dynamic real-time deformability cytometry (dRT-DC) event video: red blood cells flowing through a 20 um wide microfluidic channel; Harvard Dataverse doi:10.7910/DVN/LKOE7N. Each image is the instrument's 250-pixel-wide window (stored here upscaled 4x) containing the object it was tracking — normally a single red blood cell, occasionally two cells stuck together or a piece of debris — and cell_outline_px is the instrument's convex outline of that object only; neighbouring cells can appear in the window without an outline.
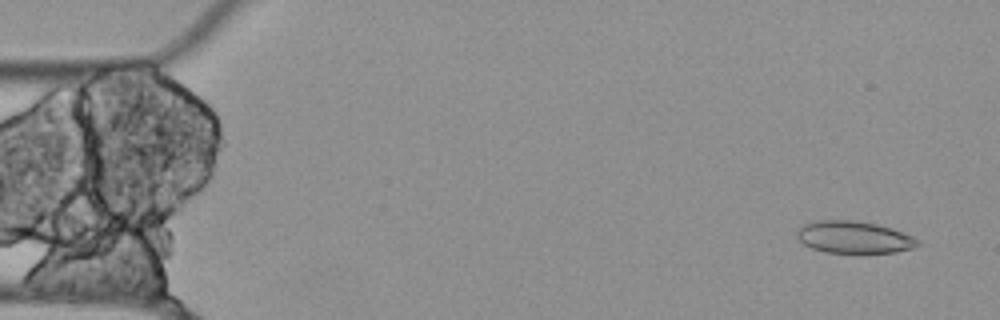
{"species": "Egyptian fruit bat (a non-hibernating species)", "species_latin": "Rousettus aegyptiacus", "temperature_condition": "cold", "stored_images_in_passage": 35, "camera_frame_rate_fps": 3000, "um_per_image_px": 0.085, "animal": {"sex": "female"}, "frame": {"image": 1, "passage_image": 1, "time_ms": 0.0, "image_size_px": [1000, 320], "cell_outline_px": [[920, 244], [912, 248], [896, 252], [824, 252], [812, 248], [804, 244], [796, 236], [796, 232], [804, 224], [816, 220], [852, 220], [876, 224], [912, 236], [920, 240]], "centroid_in_image_um": [72.56, 20.16], "position_along_channel_um": 12.4, "area_um2": 22.25}}
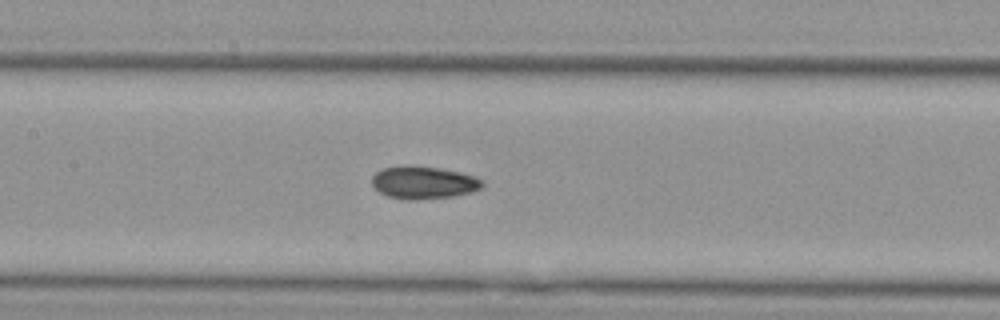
{"frame": {"image": 2, "passage_image": 23, "time_ms": 7.333, "image_size_px": [1000, 320], "cell_outline_px": [[484, 184], [480, 188], [472, 192], [452, 196], [388, 196], [380, 192], [372, 184], [372, 176], [376, 172], [384, 168], [404, 164], [408, 164], [440, 168], [460, 172], [484, 180]], "centroid_in_image_um": [36.02, 15.43], "position_along_channel_um": 171.4, "area_um2": 20.06}}
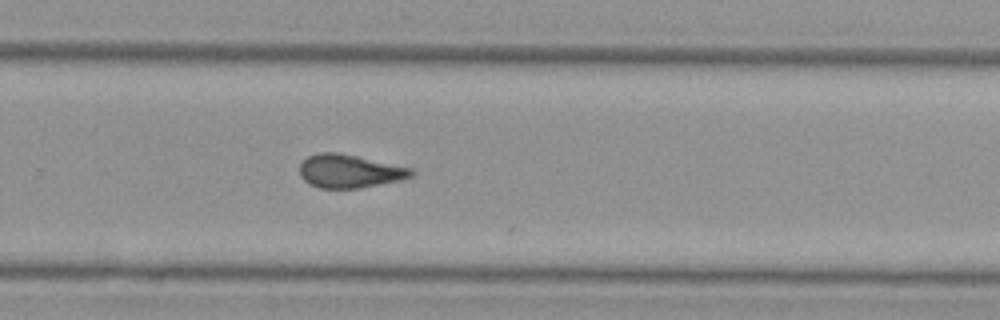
{"frame": {"image": 3, "passage_image": 34, "time_ms": 11.0, "image_size_px": [1000, 320], "cell_outline_px": [[412, 176], [396, 180], [356, 188], [320, 188], [304, 180], [300, 176], [300, 164], [308, 156], [320, 152], [336, 152], [356, 156], [412, 168]], "centroid_in_image_um": [29.65, 14.53], "position_along_channel_um": 300.2, "area_um2": 21.1}}